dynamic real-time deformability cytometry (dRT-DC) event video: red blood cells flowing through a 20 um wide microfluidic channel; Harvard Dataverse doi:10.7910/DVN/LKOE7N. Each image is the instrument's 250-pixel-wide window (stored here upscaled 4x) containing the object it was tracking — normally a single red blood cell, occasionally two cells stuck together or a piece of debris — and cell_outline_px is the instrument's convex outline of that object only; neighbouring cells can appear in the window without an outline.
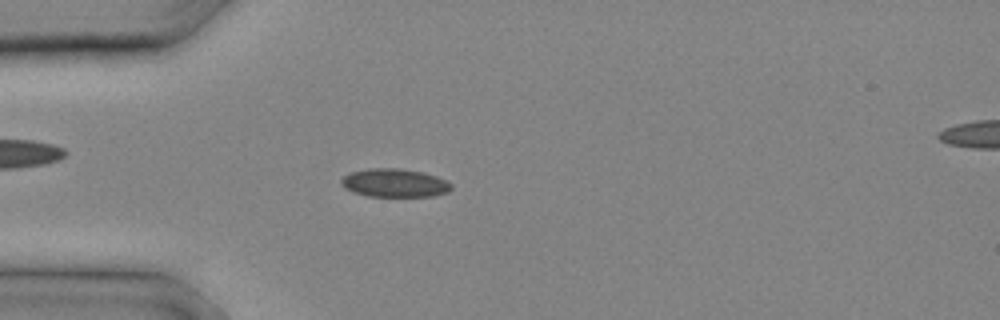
{"species": "common noctule bat (a hibernating species)", "species_latin": "Nyctalus noctula", "temperature_condition": "cold", "stored_images_in_passage": 13, "camera_frame_rate_fps": 3000, "um_per_image_px": 0.085, "animal": {"sex": "male", "body_mass_g": 20.4}, "frame": {"image": 1, "passage_image": 6, "time_ms": 1.667, "image_size_px": [1000, 320], "cell_outline_px": [[452, 188], [448, 192], [432, 196], [368, 196], [352, 192], [344, 188], [340, 184], [340, 180], [344, 176], [352, 172], [368, 168], [400, 168], [424, 172], [436, 176], [452, 184]], "centroid_in_image_um": [33.52, 15.54], "position_along_channel_um": 51.5, "area_um2": 18.26}}
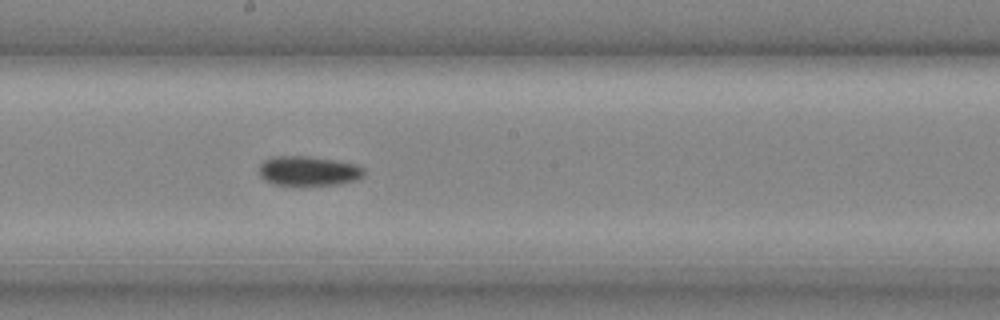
{"frame": {"image": 2, "passage_image": 13, "time_ms": 4.0, "image_size_px": [1000, 320], "cell_outline_px": [[364, 176], [360, 180], [336, 184], [276, 184], [264, 180], [260, 176], [260, 164], [264, 160], [272, 156], [312, 156], [356, 164], [364, 168]], "centroid_in_image_um": [26.25, 14.51], "position_along_channel_um": 222.0, "area_um2": 18.03}}